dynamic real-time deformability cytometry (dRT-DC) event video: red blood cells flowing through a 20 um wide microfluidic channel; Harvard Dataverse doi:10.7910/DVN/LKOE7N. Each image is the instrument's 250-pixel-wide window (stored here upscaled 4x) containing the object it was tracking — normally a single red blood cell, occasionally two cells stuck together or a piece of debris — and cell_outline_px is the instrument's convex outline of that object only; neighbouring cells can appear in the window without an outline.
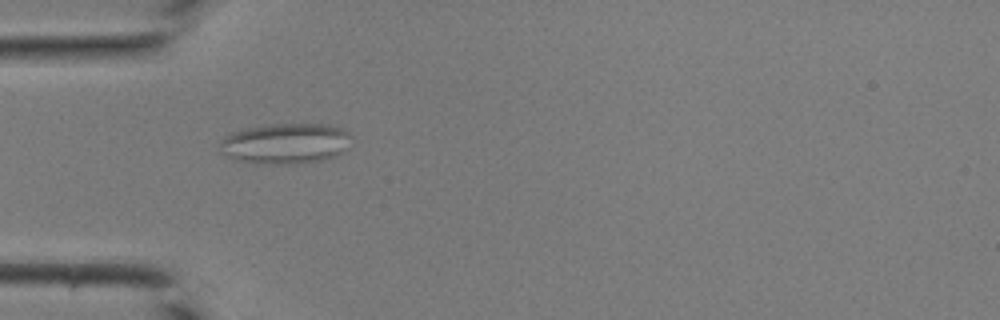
{"species": "common noctule bat (a hibernating species)", "species_latin": "Nyctalus noctula", "temperature_condition": "room temperature", "stored_images_in_passage": 33, "camera_frame_rate_fps": 3000, "um_per_image_px": 0.085, "animal": {"sex": "male", "body_mass_g": 19.0, "forearm_length_mm": 50.8}, "frame": {"image": 1, "passage_image": 4, "time_ms": 1.0, "image_size_px": [1000, 320], "cell_outline_px": [[352, 136], [340, 152], [332, 156], [320, 160], [296, 164], [272, 164], [240, 160], [228, 156], [224, 152], [220, 144], [224, 136], [232, 132], [248, 128], [268, 124], [328, 124], [344, 128]], "centroid_in_image_um": [24.28, 12.17], "position_along_channel_um": 60.7, "area_um2": 30.52}}
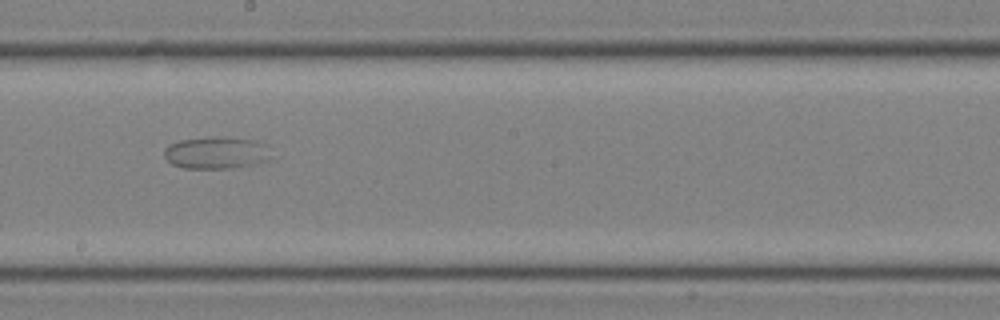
{"frame": {"image": 2, "passage_image": 15, "time_ms": 4.667, "image_size_px": [1000, 320], "cell_outline_px": [[268, 160], [232, 168], [184, 168], [172, 164], [164, 156], [164, 148], [168, 144], [180, 140], [208, 136], [224, 136], [256, 140], [268, 144]], "centroid_in_image_um": [18.35, 12.95], "position_along_channel_um": 229.9, "area_um2": 20.17}}
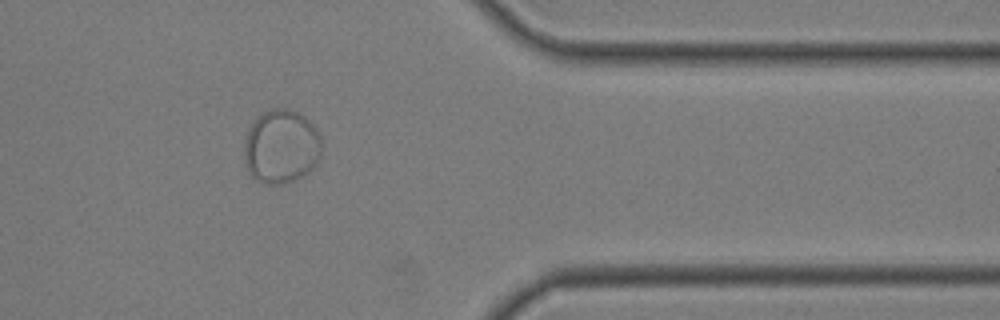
{"frame": {"image": 3, "passage_image": 26, "time_ms": 8.333, "image_size_px": [1000, 320], "cell_outline_px": [[320, 156], [312, 168], [308, 172], [296, 180], [280, 184], [264, 184], [256, 180], [252, 176], [248, 168], [244, 156], [244, 144], [248, 128], [264, 112], [272, 108], [288, 108], [304, 116], [316, 128], [320, 136]], "centroid_in_image_um": [23.9, 12.46], "position_along_channel_um": 387.5, "area_um2": 33.18}}